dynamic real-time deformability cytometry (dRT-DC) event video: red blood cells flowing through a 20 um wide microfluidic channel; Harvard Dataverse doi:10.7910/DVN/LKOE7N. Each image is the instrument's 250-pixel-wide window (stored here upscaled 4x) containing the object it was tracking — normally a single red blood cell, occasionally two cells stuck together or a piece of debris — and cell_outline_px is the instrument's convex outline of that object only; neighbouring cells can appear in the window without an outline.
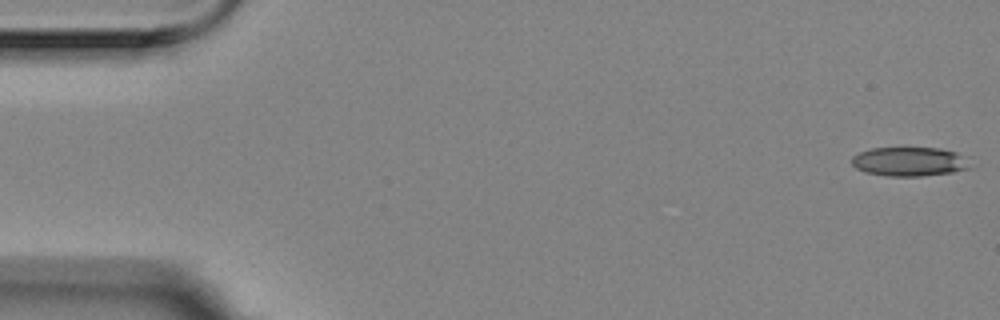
{"species": "Egyptian fruit bat (a non-hibernating species)", "species_latin": "Rousettus aegyptiacus", "temperature_condition": "room temperature", "stored_images_in_passage": 11, "camera_frame_rate_fps": 3000, "um_per_image_px": 0.085, "animal": {"sex": "female"}, "frame": {"image": 1, "passage_image": 1, "time_ms": 0.0, "image_size_px": [1000, 320], "cell_outline_px": [[968, 168], [952, 172], [920, 176], [888, 176], [864, 172], [856, 168], [852, 164], [852, 156], [860, 152], [872, 148], [940, 148], [956, 152], [960, 156]], "centroid_in_image_um": [77.19, 13.74], "position_along_channel_um": 7.8, "area_um2": 19.59}}
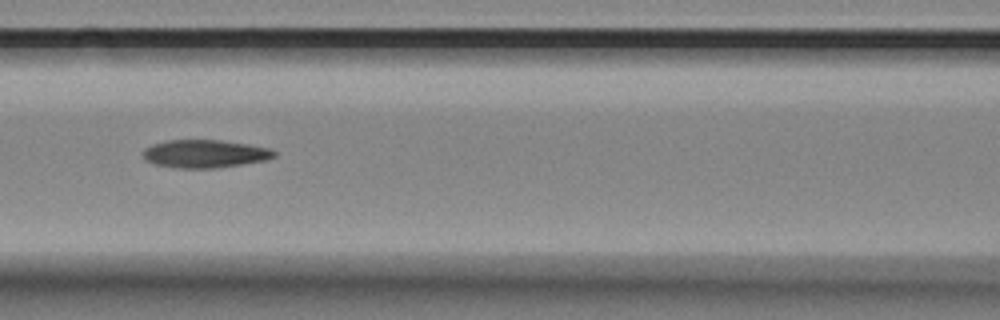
{"frame": {"image": 2, "passage_image": 7, "time_ms": 2.0, "image_size_px": [1000, 320], "cell_outline_px": [[276, 156], [268, 160], [216, 168], [180, 168], [156, 164], [144, 160], [140, 152], [144, 148], [152, 144], [168, 140], [220, 140], [248, 144], [268, 148], [276, 152]], "centroid_in_image_um": [17.39, 13.07], "position_along_channel_um": 149.2, "area_um2": 21.5}}
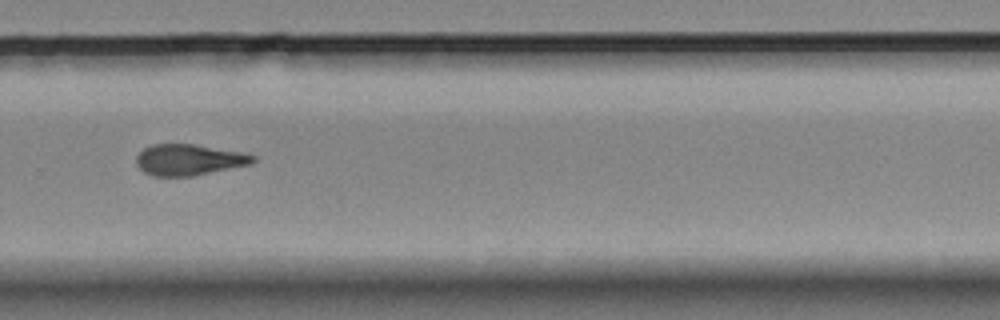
{"frame": {"image": 3, "passage_image": 11, "time_ms": 3.333, "image_size_px": [1000, 320], "cell_outline_px": [[256, 160], [252, 164], [192, 176], [152, 176], [144, 172], [136, 164], [136, 156], [144, 148], [152, 144], [196, 144], [244, 152], [256, 156]], "centroid_in_image_um": [16.08, 13.57], "position_along_channel_um": 313.7, "area_um2": 21.33}}